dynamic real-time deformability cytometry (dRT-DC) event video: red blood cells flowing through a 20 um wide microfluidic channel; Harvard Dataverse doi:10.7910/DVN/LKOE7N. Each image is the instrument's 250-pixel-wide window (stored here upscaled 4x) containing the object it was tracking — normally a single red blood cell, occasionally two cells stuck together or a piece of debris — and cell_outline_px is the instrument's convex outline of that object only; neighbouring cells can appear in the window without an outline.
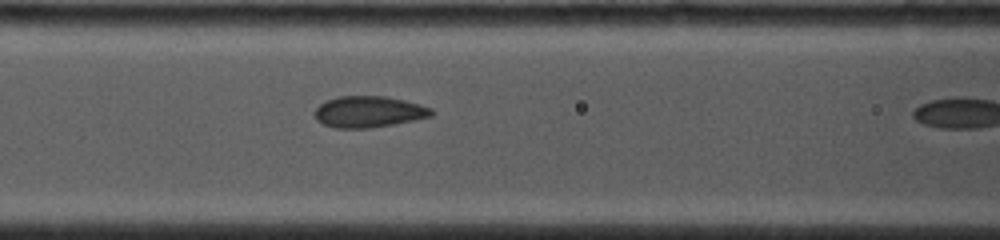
{"species": "common noctule bat (a hibernating species)", "species_latin": "Nyctalus noctula", "temperature_condition": "cold", "stored_images_in_passage": 12, "camera_frame_rate_fps": 4000, "um_per_image_px": 0.085, "animal": {"sex": "female", "body_mass_g": 19.0, "forearm_length_mm": 53.3}, "frame": {"image": 1, "passage_image": 11, "time_ms": 3.0, "image_size_px": [1000, 240], "cell_outline_px": [[436, 112], [432, 116], [392, 124], [368, 128], [336, 128], [324, 124], [316, 120], [312, 112], [320, 104], [328, 100], [340, 96], [384, 96], [404, 100], [420, 104], [432, 108]], "centroid_in_image_um": [31.34, 9.5], "position_along_channel_um": 135.3, "area_um2": 21.27}}